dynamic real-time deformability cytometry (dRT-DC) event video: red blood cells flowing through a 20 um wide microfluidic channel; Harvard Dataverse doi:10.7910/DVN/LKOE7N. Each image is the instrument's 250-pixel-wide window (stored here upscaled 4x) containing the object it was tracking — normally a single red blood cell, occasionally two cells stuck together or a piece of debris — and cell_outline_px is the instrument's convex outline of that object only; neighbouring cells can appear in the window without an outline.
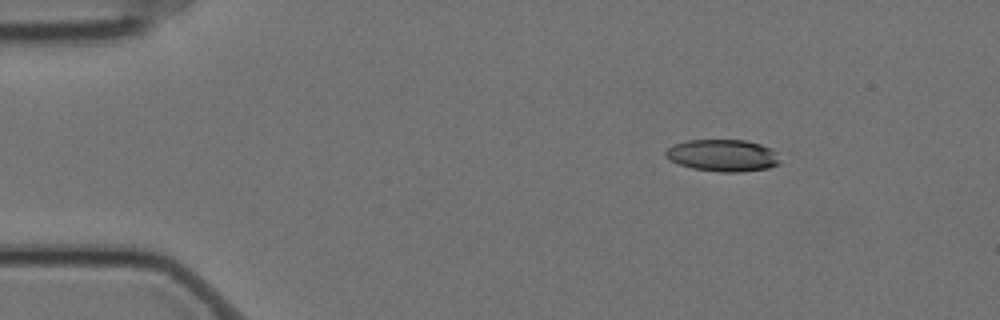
{"species": "Egyptian fruit bat (a non-hibernating species)", "species_latin": "Rousettus aegyptiacus", "temperature_condition": "cold", "stored_images_in_passage": 4, "camera_frame_rate_fps": 3000, "um_per_image_px": 0.085, "animal": {"sex": "female"}, "frame": {"image": 1, "passage_image": 3, "time_ms": 0.667, "image_size_px": [1000, 320], "cell_outline_px": [[780, 164], [768, 168], [740, 172], [720, 172], [692, 168], [680, 164], [664, 156], [664, 152], [672, 144], [688, 140], [744, 140], [760, 144], [772, 148], [776, 152]], "centroid_in_image_um": [61.43, 13.21], "position_along_channel_um": 23.6, "area_um2": 21.33}}